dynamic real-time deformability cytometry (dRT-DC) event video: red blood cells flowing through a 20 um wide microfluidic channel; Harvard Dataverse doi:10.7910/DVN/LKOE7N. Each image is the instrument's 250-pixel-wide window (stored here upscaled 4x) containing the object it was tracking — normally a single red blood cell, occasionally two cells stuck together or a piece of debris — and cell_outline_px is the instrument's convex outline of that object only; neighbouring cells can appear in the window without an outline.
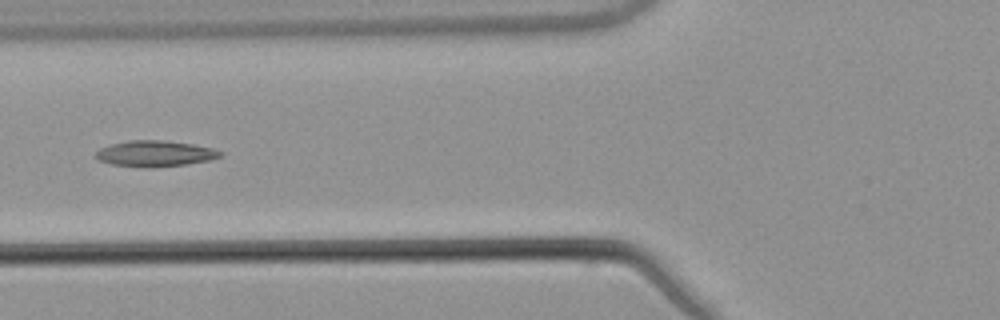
{"species": "common noctule bat (a hibernating species)", "species_latin": "Nyctalus noctula", "temperature_condition": "warm", "stored_images_in_passage": 34, "camera_frame_rate_fps": 3000, "um_per_image_px": 0.085, "animal": {"sex": "male", "body_mass_g": 21.5, "forearm_length_mm": 52.0}, "frame": {"image": 1, "passage_image": 6, "time_ms": 1.667, "image_size_px": [1000, 320], "cell_outline_px": [[224, 152], [220, 156], [212, 160], [184, 164], [112, 164], [96, 160], [92, 156], [100, 148], [112, 144], [128, 140], [164, 140], [192, 144], [212, 148]], "centroid_in_image_um": [13.17, 12.99], "position_along_channel_um": 112.6, "area_um2": 17.86}, "authors_computed_cell_mechanics": {"area_um2": 17.7446, "velocity_mm_per_s": 3.8371, "shape_relaxation_time_tau1_ms": null, "shape_relaxation_time_tau2_ms": 4.0666, "deformation_change_tau1": null, "deformation_change_tau2": 0.1249}}